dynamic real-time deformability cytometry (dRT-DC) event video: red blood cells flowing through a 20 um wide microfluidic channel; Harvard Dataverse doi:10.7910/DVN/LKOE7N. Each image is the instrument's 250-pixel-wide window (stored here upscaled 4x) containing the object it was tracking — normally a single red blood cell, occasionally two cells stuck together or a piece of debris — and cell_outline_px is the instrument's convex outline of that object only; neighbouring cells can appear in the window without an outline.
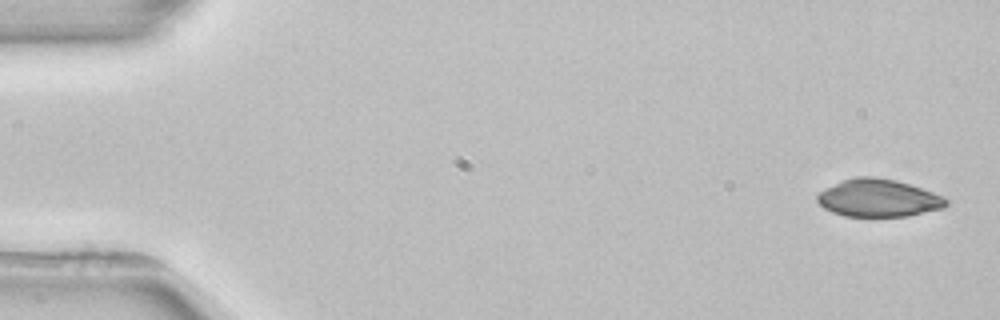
{"species": "common noctule bat (a hibernating species)", "species_latin": "Nyctalus noctula", "temperature_condition": "room temperature", "stored_images_in_passage": 4, "camera_frame_rate_fps": 3000, "um_per_image_px": 0.085, "animal": {"sex": "female", "body_mass_g": 22.7, "forearm_length_mm": 54.2}, "frame": {"image": 1, "passage_image": 1, "time_ms": 0.0, "image_size_px": [1000, 320], "cell_outline_px": [[948, 204], [944, 208], [908, 216], [844, 216], [832, 212], [824, 208], [816, 200], [816, 196], [824, 188], [844, 180], [856, 176], [872, 176], [896, 180], [944, 196], [948, 200]], "centroid_in_image_um": [74.66, 16.83], "position_along_channel_um": 10.3, "area_um2": 28.21}}
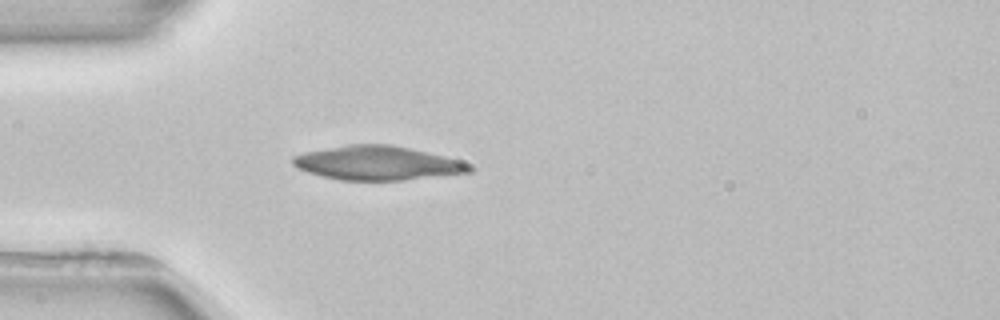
{"frame": {"image": 2, "passage_image": 4, "time_ms": 4.333, "image_size_px": [1000, 320], "cell_outline_px": [[476, 168], [472, 172], [404, 180], [340, 180], [320, 176], [296, 168], [292, 164], [292, 156], [308, 152], [348, 144], [388, 144], [408, 148], [444, 156], [468, 164]], "centroid_in_image_um": [32.06, 13.87], "position_along_channel_um": 52.9, "area_um2": 34.8}}